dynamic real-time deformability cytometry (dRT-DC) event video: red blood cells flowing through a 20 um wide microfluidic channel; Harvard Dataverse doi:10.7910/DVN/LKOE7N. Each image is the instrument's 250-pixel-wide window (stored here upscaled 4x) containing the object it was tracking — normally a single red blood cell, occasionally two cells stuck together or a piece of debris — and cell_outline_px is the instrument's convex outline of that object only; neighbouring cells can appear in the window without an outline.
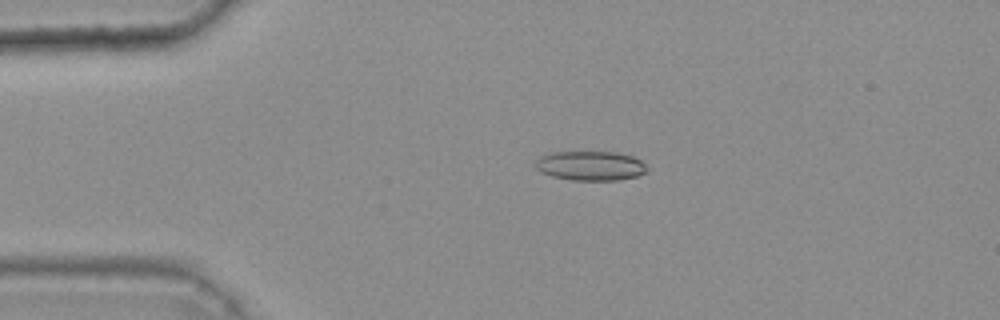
{"species": "common noctule bat (a hibernating species)", "species_latin": "Nyctalus noctula", "temperature_condition": "warm", "stored_images_in_passage": 47, "camera_frame_rate_fps": 3000, "um_per_image_px": 0.085, "animal": {"sex": "female", "body_mass_g": 25.1}, "frame": {"image": 1, "passage_image": 12, "time_ms": 3.667, "image_size_px": [1000, 320], "cell_outline_px": [[648, 168], [644, 172], [636, 176], [616, 180], [572, 180], [552, 176], [540, 172], [536, 168], [536, 160], [540, 156], [552, 152], [616, 152], [632, 156], [640, 160]], "centroid_in_image_um": [50.16, 14.08], "position_along_channel_um": 34.8, "area_um2": 19.02}}
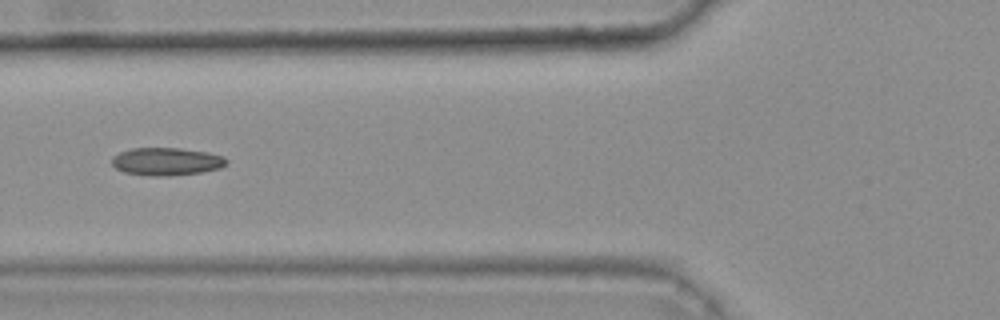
{"frame": {"image": 2, "passage_image": 21, "time_ms": 6.667, "image_size_px": [1000, 320], "cell_outline_px": [[228, 160], [220, 168], [200, 172], [168, 176], [152, 176], [124, 172], [116, 168], [112, 164], [112, 160], [120, 152], [132, 148], [180, 148], [208, 152], [224, 156]], "centroid_in_image_um": [14.17, 13.72], "position_along_channel_um": 111.6, "area_um2": 18.38}}
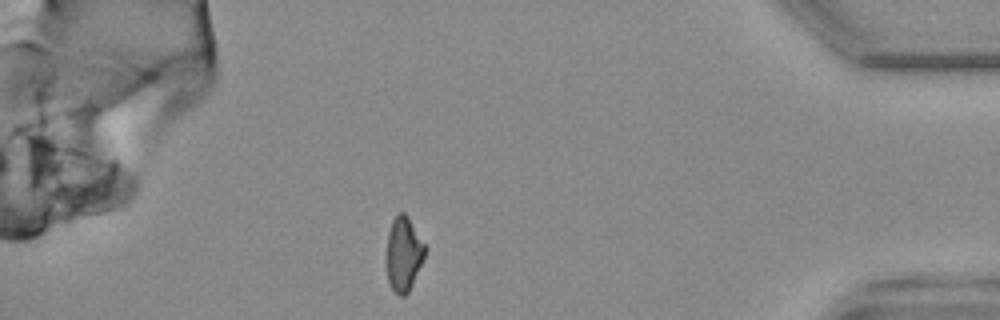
{"frame": {"image": 3, "passage_image": 47, "time_ms": 15.333, "image_size_px": [1000, 320], "cell_outline_px": [[428, 248], [412, 284], [408, 292], [404, 296], [400, 296], [392, 288], [388, 280], [388, 232], [392, 220], [396, 212], [404, 212], [408, 216]], "centroid_in_image_um": [34.34, 21.52], "position_along_channel_um": 400.9, "area_um2": 16.47}, "authors_computed_cell_mechanics": {"area_um2": 17.918, "velocity_mm_per_s": 3.7919, "shape_relaxation_time_tau1_ms": null, "shape_relaxation_time_tau2_ms": 2.9979, "deformation_change_tau1": null, "deformation_change_tau2": 0.0995}}